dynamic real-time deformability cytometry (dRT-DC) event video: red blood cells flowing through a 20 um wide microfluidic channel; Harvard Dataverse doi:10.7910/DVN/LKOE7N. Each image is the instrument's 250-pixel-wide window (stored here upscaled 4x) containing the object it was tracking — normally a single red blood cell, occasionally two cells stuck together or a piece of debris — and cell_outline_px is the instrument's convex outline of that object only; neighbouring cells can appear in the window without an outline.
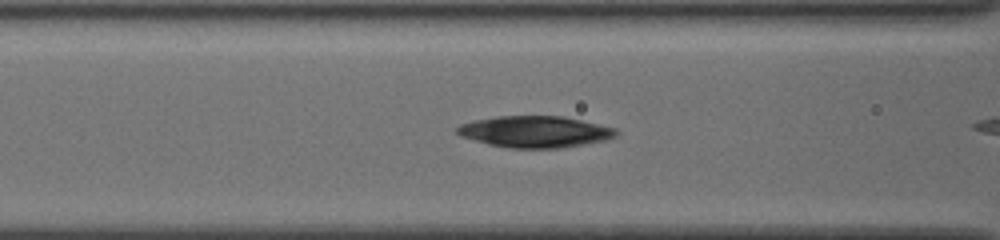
{"species": "common noctule bat (a hibernating species)", "species_latin": "Nyctalus noctula", "temperature_condition": "cold", "stored_images_in_passage": 39, "camera_frame_rate_fps": 3000, "um_per_image_px": 0.085, "animal": {"sex": "female", "body_mass_g": 19.5, "forearm_length_mm": 54.1}, "frame": {"image": 1, "passage_image": 21, "time_ms": 6.667, "image_size_px": [1000, 240], "cell_outline_px": [[616, 136], [604, 140], [564, 148], [508, 148], [488, 144], [460, 136], [456, 132], [456, 128], [460, 124], [476, 120], [496, 116], [560, 116], [580, 120], [616, 128]], "centroid_in_image_um": [45.44, 11.2], "position_along_channel_um": 121.2, "area_um2": 29.02}}
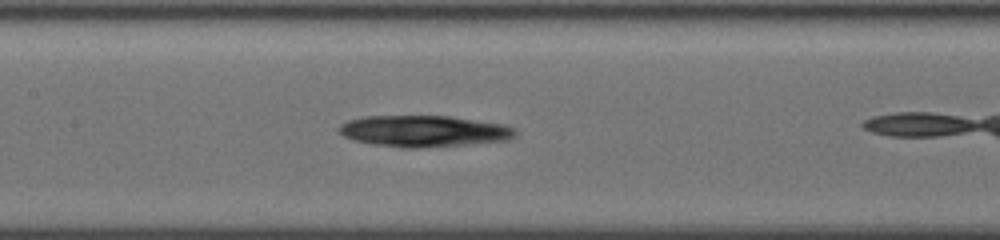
{"frame": {"image": 2, "passage_image": 25, "time_ms": 8.0, "image_size_px": [1000, 240], "cell_outline_px": [[516, 132], [508, 140], [420, 148], [404, 148], [372, 144], [356, 140], [344, 136], [340, 132], [340, 128], [344, 124], [352, 120], [368, 116], [448, 116], [500, 124], [512, 128]], "centroid_in_image_um": [36.02, 11.15], "position_along_channel_um": 171.4, "area_um2": 31.39}}
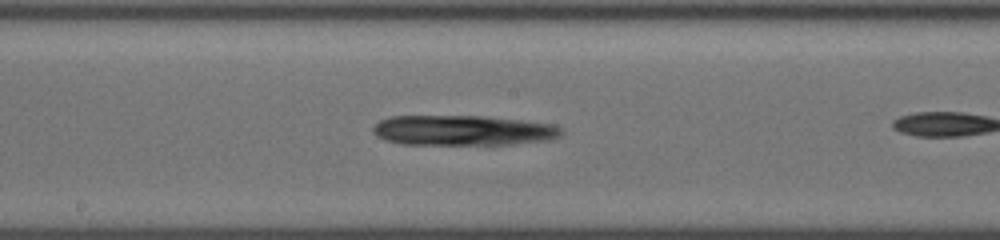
{"frame": {"image": 3, "passage_image": 28, "time_ms": 9.0, "image_size_px": [1000, 240], "cell_outline_px": [[560, 136], [548, 140], [512, 144], [400, 144], [384, 140], [376, 136], [372, 132], [372, 128], [380, 120], [392, 116], [480, 116], [520, 120], [548, 124], [560, 128]], "centroid_in_image_um": [39.26, 11.08], "position_along_channel_um": 208.9, "area_um2": 32.83}}